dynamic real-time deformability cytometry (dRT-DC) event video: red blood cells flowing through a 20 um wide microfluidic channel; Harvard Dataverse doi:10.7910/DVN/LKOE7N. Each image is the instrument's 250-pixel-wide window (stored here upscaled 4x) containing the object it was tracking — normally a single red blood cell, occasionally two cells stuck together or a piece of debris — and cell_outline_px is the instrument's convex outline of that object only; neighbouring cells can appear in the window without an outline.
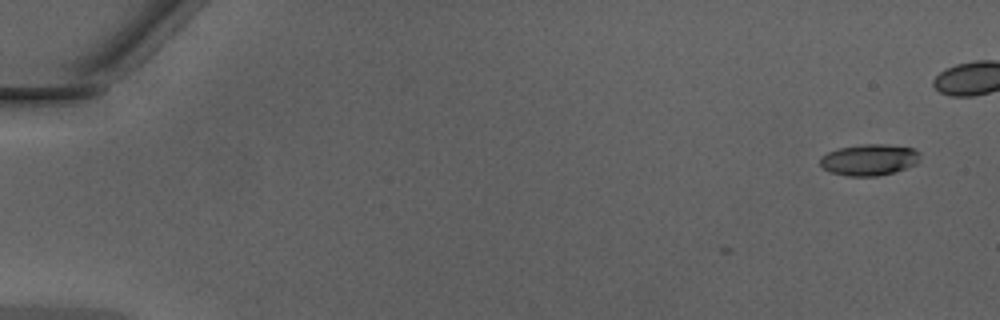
{"species": "Egyptian fruit bat (a non-hibernating species)", "species_latin": "Rousettus aegyptiacus", "temperature_condition": "warm", "stored_images_in_passage": 5, "camera_frame_rate_fps": 3000, "um_per_image_px": 0.085, "animal": {"sex": "male"}, "frame": {"image": 1, "passage_image": 1, "time_ms": 0.0, "image_size_px": [1000, 320], "cell_outline_px": [[920, 160], [916, 164], [896, 172], [876, 176], [848, 176], [828, 172], [820, 164], [820, 156], [828, 152], [840, 148], [864, 144], [884, 144], [912, 148], [920, 152]], "centroid_in_image_um": [73.89, 13.59], "position_along_channel_um": 11.1, "area_um2": 18.32}}